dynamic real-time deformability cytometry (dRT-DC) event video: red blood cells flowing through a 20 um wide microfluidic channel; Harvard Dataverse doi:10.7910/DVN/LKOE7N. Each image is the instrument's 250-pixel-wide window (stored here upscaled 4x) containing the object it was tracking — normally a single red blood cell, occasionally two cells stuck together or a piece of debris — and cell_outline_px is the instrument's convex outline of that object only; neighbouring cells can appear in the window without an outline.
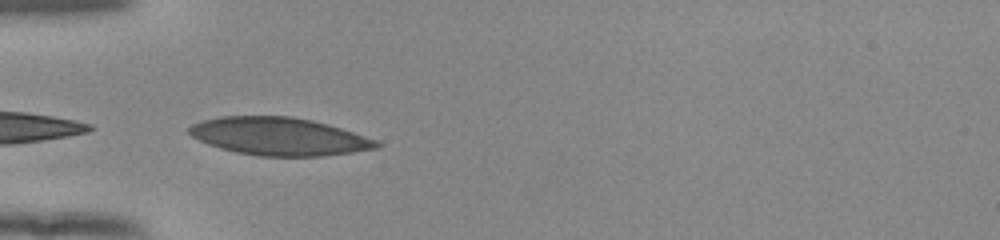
{"species": "human", "species_latin": "Homo sapiens", "temperature_condition": "room temperature", "stored_images_in_passage": 18, "camera_frame_rate_fps": 3000, "um_per_image_px": 0.085, "donor": {"sex": "female"}, "frame": {"image": 1, "passage_image": 1, "time_ms": 0.0, "image_size_px": [1000, 240], "cell_outline_px": [[384, 144], [380, 148], [324, 156], [260, 156], [236, 152], [220, 148], [208, 144], [192, 136], [188, 132], [188, 128], [192, 124], [204, 120], [220, 116], [292, 116], [312, 120], [340, 128], [380, 140]], "centroid_in_image_um": [23.77, 11.6], "position_along_channel_um": 61.2, "area_um2": 41.44}}
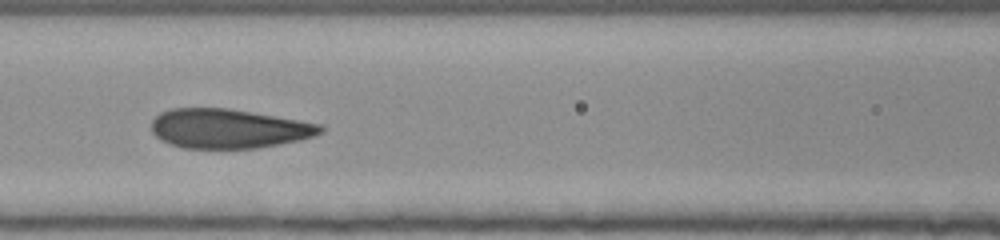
{"frame": {"image": 2, "passage_image": 8, "time_ms": 2.333, "image_size_px": [1000, 240], "cell_outline_px": [[324, 132], [316, 136], [300, 140], [280, 144], [256, 148], [184, 148], [168, 144], [160, 140], [152, 132], [152, 120], [160, 112], [172, 108], [228, 108], [320, 124], [324, 128]], "centroid_in_image_um": [19.41, 10.94], "position_along_channel_um": 147.2, "area_um2": 38.78}}
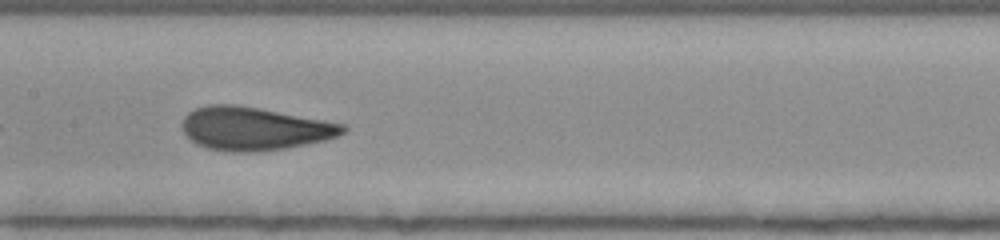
{"frame": {"image": 3, "passage_image": 11, "time_ms": 3.333, "image_size_px": [1000, 240], "cell_outline_px": [[348, 128], [344, 132], [336, 136], [324, 140], [284, 148], [248, 152], [232, 152], [208, 148], [196, 144], [184, 132], [184, 116], [188, 112], [196, 108], [208, 104], [236, 104], [324, 120], [344, 124]], "centroid_in_image_um": [21.6, 10.92], "position_along_channel_um": 185.8, "area_um2": 39.94}}